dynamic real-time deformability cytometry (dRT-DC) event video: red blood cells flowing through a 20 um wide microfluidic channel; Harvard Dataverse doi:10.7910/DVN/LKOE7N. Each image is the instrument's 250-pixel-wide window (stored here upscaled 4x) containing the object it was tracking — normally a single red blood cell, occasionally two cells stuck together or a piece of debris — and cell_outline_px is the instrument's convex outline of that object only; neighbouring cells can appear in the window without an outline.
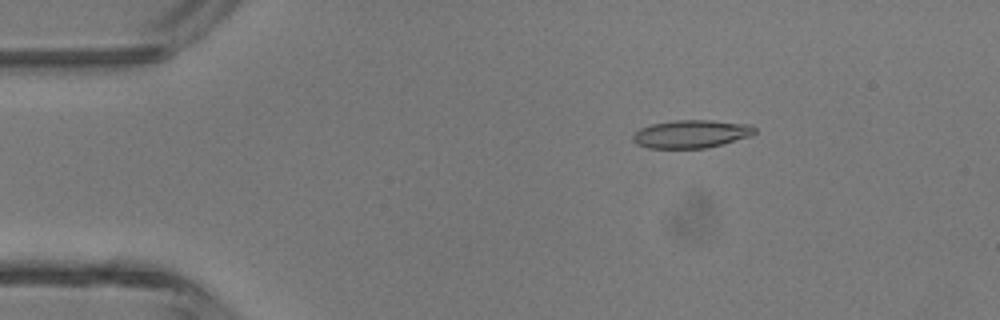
{"species": "common noctule bat (a hibernating species)", "species_latin": "Nyctalus noctula", "temperature_condition": "room temperature", "stored_images_in_passage": 5, "camera_frame_rate_fps": 3000, "um_per_image_px": 0.085, "animal": {"sex": "male", "body_mass_g": 13.3}, "frame": {"image": 1, "passage_image": 3, "time_ms": 0.667, "image_size_px": [1000, 320], "cell_outline_px": [[756, 132], [752, 136], [724, 144], [704, 148], [648, 148], [636, 144], [632, 140], [632, 132], [640, 128], [652, 124], [676, 120], [712, 120], [752, 124], [756, 128]], "centroid_in_image_um": [58.77, 11.38], "position_along_channel_um": 26.2, "area_um2": 20.23}}
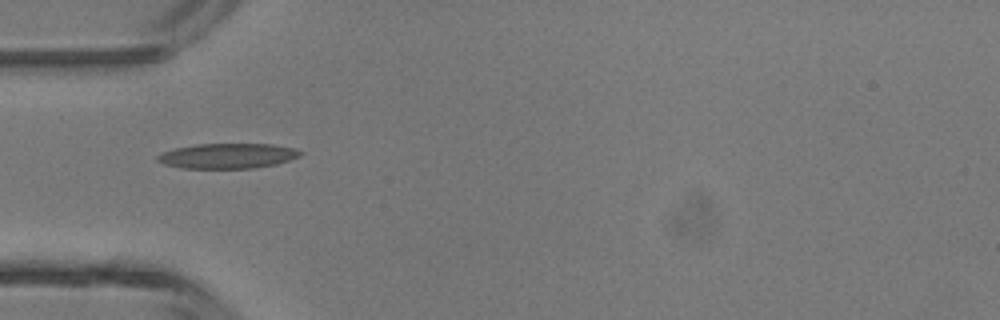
{"frame": {"image": 2, "passage_image": 5, "time_ms": 1.333, "image_size_px": [1000, 320], "cell_outline_px": [[304, 152], [300, 156], [276, 164], [256, 168], [180, 168], [164, 164], [156, 160], [156, 156], [160, 152], [176, 148], [196, 144], [272, 144], [292, 148]], "centroid_in_image_um": [19.31, 13.25], "position_along_channel_um": 65.7, "area_um2": 20.92}}